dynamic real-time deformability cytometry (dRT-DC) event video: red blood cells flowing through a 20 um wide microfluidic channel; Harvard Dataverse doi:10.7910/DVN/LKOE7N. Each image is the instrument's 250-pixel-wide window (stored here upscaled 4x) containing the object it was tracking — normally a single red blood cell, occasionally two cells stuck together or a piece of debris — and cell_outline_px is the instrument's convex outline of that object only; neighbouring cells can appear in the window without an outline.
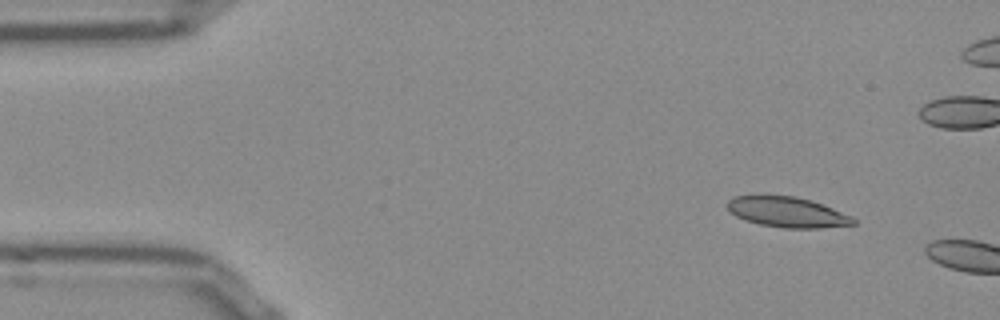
{"species": "Egyptian fruit bat (a non-hibernating species)", "species_latin": "Rousettus aegyptiacus", "temperature_condition": "room temperature", "stored_images_in_passage": 4, "camera_frame_rate_fps": 3000, "um_per_image_px": 0.085, "frame": {"image": 1, "passage_image": 1, "time_ms": 0.0, "image_size_px": [1000, 320], "cell_outline_px": [[856, 224], [820, 228], [784, 228], [760, 224], [736, 216], [728, 212], [728, 200], [732, 196], [792, 196], [808, 200], [832, 208], [852, 216], [856, 220]], "centroid_in_image_um": [66.92, 18.04], "position_along_channel_um": 18.1, "area_um2": 21.91}}